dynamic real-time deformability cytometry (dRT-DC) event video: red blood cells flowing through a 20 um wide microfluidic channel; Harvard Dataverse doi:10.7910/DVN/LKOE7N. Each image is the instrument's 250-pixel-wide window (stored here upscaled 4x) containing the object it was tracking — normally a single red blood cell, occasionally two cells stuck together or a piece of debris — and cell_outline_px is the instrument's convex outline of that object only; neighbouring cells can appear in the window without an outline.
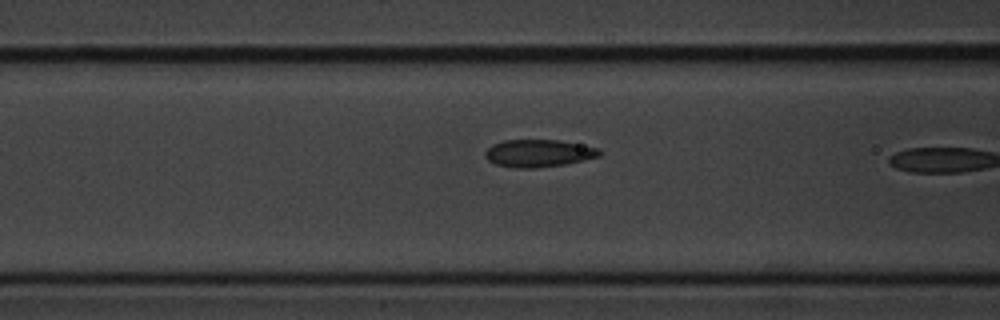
{"species": "common noctule bat (a hibernating species)", "species_latin": "Nyctalus noctula", "temperature_condition": "cold", "stored_images_in_passage": 4, "camera_frame_rate_fps": 3000, "um_per_image_px": 0.085, "animal": {"sex": "male", "body_mass_g": 20.1, "forearm_length_mm": 53.5}, "frame": {"image": 1, "passage_image": 3, "time_ms": 0.667, "image_size_px": [1000, 320], "cell_outline_px": [[604, 152], [600, 156], [584, 160], [564, 164], [532, 168], [516, 168], [496, 164], [488, 160], [484, 156], [484, 152], [492, 144], [504, 140], [556, 140], [600, 148]], "centroid_in_image_um": [45.78, 13.02], "position_along_channel_um": 120.8, "area_um2": 18.26}}